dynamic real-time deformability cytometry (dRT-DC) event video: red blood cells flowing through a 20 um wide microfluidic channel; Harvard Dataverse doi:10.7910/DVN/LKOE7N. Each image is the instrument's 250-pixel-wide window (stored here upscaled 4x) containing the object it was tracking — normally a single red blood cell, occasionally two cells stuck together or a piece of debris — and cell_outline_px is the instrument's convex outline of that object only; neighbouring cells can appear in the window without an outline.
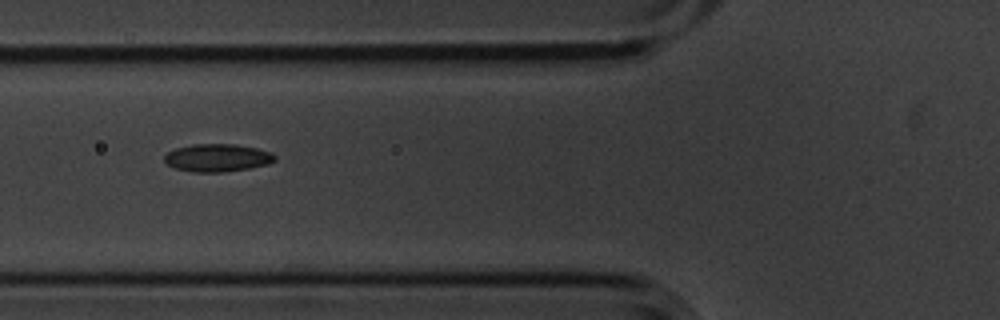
{"species": "common noctule bat (a hibernating species)", "species_latin": "Nyctalus noctula", "temperature_condition": "cold", "stored_images_in_passage": 8, "camera_frame_rate_fps": 3000, "um_per_image_px": 0.085, "animal": {"sex": "male", "body_mass_g": 20.1, "forearm_length_mm": 53.5}, "frame": {"image": 1, "passage_image": 6, "time_ms": 1.667, "image_size_px": [1000, 320], "cell_outline_px": [[276, 160], [268, 164], [248, 168], [224, 172], [192, 172], [176, 168], [168, 164], [164, 160], [164, 156], [168, 152], [176, 148], [192, 144], [236, 144], [256, 148], [272, 152], [276, 156]], "centroid_in_image_um": [18.49, 13.41], "position_along_channel_um": 107.3, "area_um2": 17.86}}
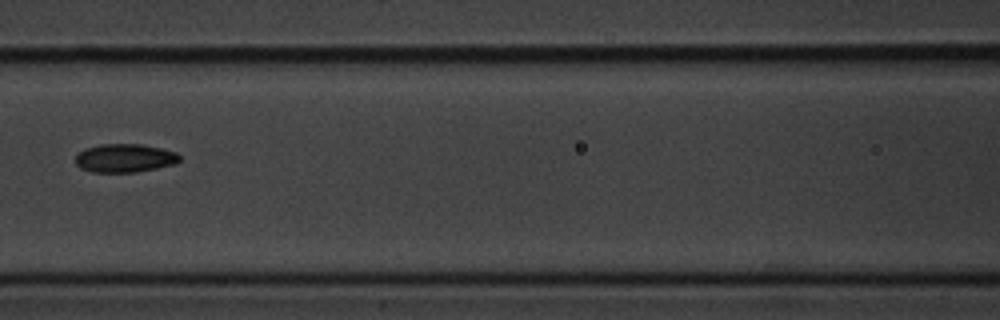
{"frame": {"image": 2, "passage_image": 7, "time_ms": 2.0, "image_size_px": [1000, 320], "cell_outline_px": [[180, 160], [176, 164], [136, 172], [92, 172], [80, 168], [76, 164], [76, 156], [84, 148], [100, 144], [144, 144], [176, 152], [180, 156]], "centroid_in_image_um": [10.61, 13.43], "position_along_channel_um": 156.0, "area_um2": 17.34}}
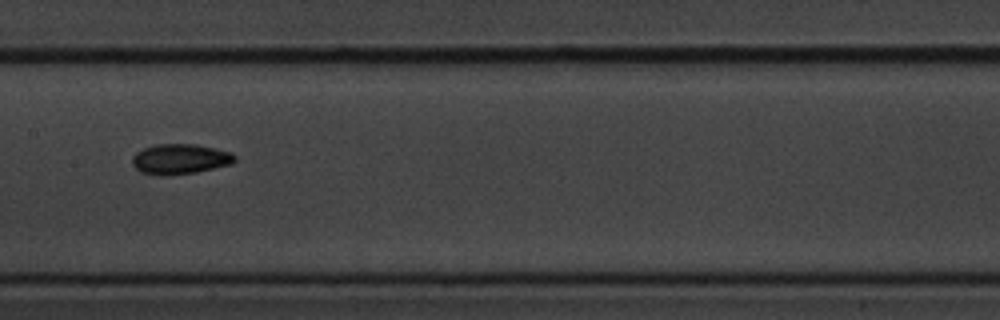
{"frame": {"image": 3, "passage_image": 8, "time_ms": 2.333, "image_size_px": [1000, 320], "cell_outline_px": [[236, 160], [232, 164], [196, 172], [168, 176], [160, 176], [140, 172], [132, 164], [132, 156], [136, 152], [144, 148], [156, 144], [196, 144], [232, 152], [236, 156]], "centroid_in_image_um": [15.3, 13.52], "position_along_channel_um": 192.1, "area_um2": 18.26}}